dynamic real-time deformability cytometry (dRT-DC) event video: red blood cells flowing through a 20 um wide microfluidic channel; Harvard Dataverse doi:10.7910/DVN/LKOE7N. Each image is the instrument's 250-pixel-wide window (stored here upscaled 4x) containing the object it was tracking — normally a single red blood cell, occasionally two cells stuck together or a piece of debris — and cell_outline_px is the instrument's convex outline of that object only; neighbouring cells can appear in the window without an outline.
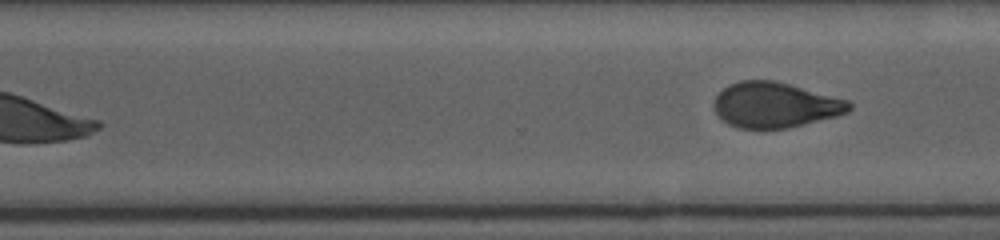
{"species": "human", "species_latin": "Homo sapiens", "temperature_condition": "cold", "stored_images_in_passage": 16, "segment_of_instrument_passage": [2, 2], "camera_frame_rate_fps": 3000, "um_per_image_px": 0.085, "donor": {"sex": "female"}, "frame": {"image": 1, "passage_image": 16, "time_ms": 9.0, "image_size_px": [1000, 240], "cell_outline_px": [[852, 108], [848, 112], [836, 116], [788, 128], [740, 128], [728, 124], [720, 120], [712, 104], [716, 96], [728, 84], [740, 80], [776, 80], [848, 100], [852, 104]], "centroid_in_image_um": [65.86, 8.91], "position_along_channel_um": 304.7, "area_um2": 35.84}}